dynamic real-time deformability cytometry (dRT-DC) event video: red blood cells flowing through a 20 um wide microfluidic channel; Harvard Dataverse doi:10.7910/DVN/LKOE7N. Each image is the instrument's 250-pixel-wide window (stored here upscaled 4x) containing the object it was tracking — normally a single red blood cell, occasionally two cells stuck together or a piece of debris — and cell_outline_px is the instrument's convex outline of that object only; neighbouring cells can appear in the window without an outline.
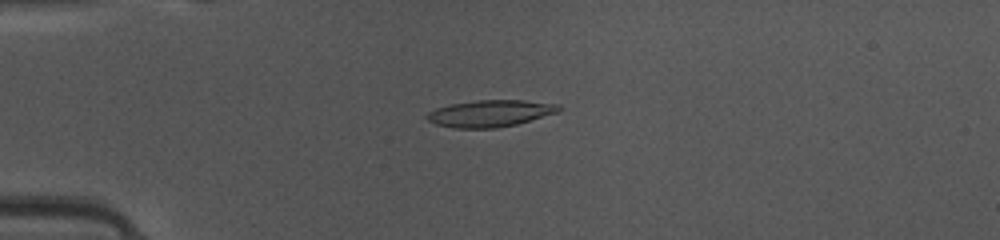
{"species": "common noctule bat (a hibernating species)", "species_latin": "Nyctalus noctula", "temperature_condition": "warm", "stored_images_in_passage": 45, "camera_frame_rate_fps": 3000, "um_per_image_px": 0.085, "animal": {"sex": "female", "body_mass_g": 10.0, "forearm_length_mm": 53.1}, "frame": {"image": 1, "passage_image": 9, "time_ms": 2.667, "image_size_px": [1000, 240], "cell_outline_px": [[564, 108], [556, 112], [516, 124], [496, 128], [452, 128], [436, 124], [428, 120], [424, 116], [428, 112], [436, 108], [452, 104], [476, 100], [524, 100], [560, 104]], "centroid_in_image_um": [41.65, 9.63], "position_along_channel_um": 43.3, "area_um2": 20.52}}
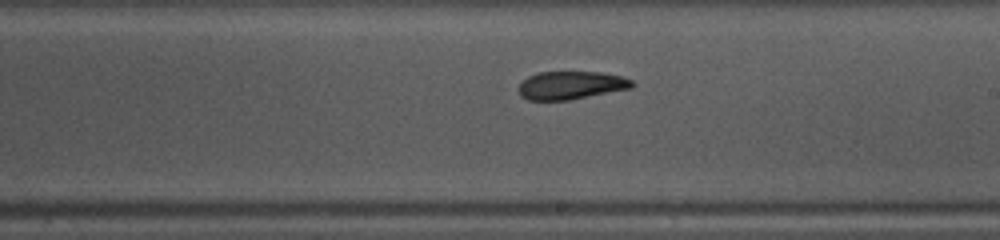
{"frame": {"image": 2, "passage_image": 25, "time_ms": 8.0, "image_size_px": [1000, 240], "cell_outline_px": [[636, 84], [632, 88], [568, 100], [528, 100], [520, 96], [516, 88], [528, 76], [536, 72], [600, 72], [624, 76], [632, 80]], "centroid_in_image_um": [48.53, 7.24], "position_along_channel_um": 240.5, "area_um2": 18.79}}
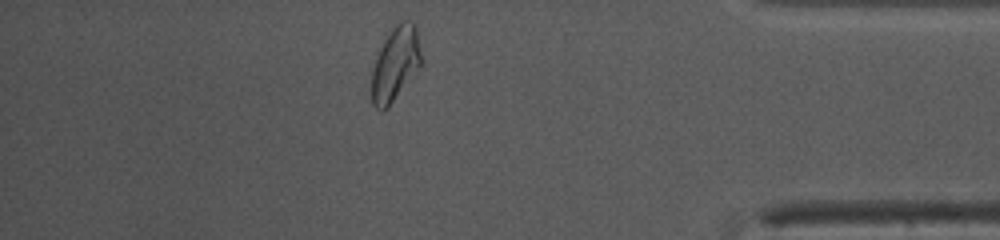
{"frame": {"image": 3, "passage_image": 39, "time_ms": 12.667, "image_size_px": [1000, 240], "cell_outline_px": [[420, 68], [388, 108], [380, 112], [372, 104], [372, 68], [376, 56], [392, 24], [400, 20], [412, 20], [416, 28], [420, 52]], "centroid_in_image_um": [33.59, 5.42], "position_along_channel_um": 401.6, "area_um2": 21.68}, "authors_computed_cell_mechanics": {"area_um2": 19.652, "velocity_mm_per_s": 4.0986, "shape_relaxation_time_tau1_ms": 7.6996, "shape_relaxation_time_tau2_ms": 3.0203, "deformation_change_tau1": 0.2221, "deformation_change_tau2": 0.095}}